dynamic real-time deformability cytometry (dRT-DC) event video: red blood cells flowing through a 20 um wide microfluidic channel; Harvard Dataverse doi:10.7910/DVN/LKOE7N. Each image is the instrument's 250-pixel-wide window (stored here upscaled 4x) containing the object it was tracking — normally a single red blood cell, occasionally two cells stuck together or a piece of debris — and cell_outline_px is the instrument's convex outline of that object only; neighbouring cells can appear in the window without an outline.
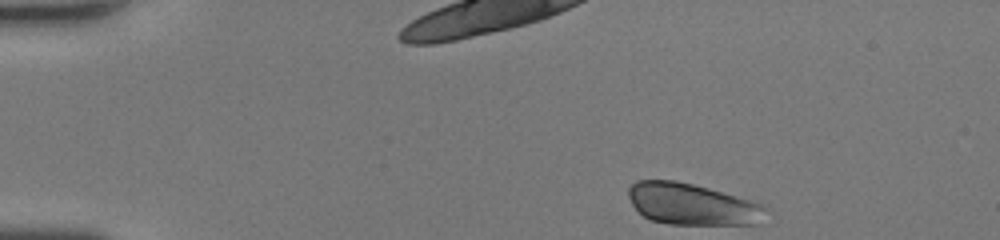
{"species": "human", "species_latin": "Homo sapiens", "temperature_condition": "room temperature", "stored_images_in_passage": 42, "camera_frame_rate_fps": 3000, "um_per_image_px": 0.085, "donor": {"sex": "female"}, "frame": {"image": 1, "passage_image": 1, "time_ms": 0.0, "image_size_px": [1000, 240], "cell_outline_px": [[768, 208], [760, 224], [668, 224], [652, 220], [644, 216], [632, 204], [628, 196], [628, 188], [636, 180], [676, 180], [708, 188], [752, 200], [764, 204]], "centroid_in_image_um": [58.85, 17.35], "position_along_channel_um": 26.2, "area_um2": 33.29}}
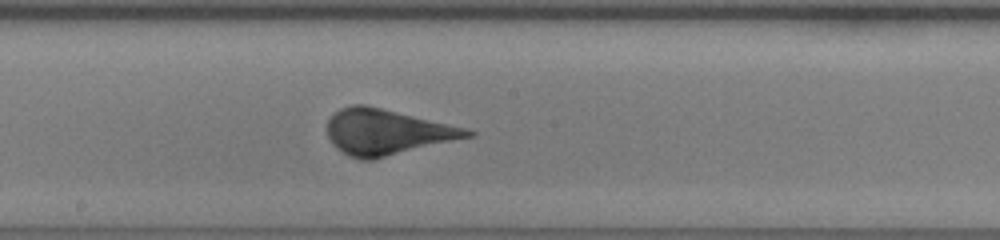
{"frame": {"image": 2, "passage_image": 21, "time_ms": 6.667, "image_size_px": [1000, 240], "cell_outline_px": [[476, 132], [472, 136], [372, 160], [360, 160], [348, 156], [340, 152], [332, 144], [328, 136], [328, 120], [340, 108], [352, 104], [364, 104], [468, 128]], "centroid_in_image_um": [32.86, 11.23], "position_along_channel_um": 215.3, "area_um2": 37.11}}
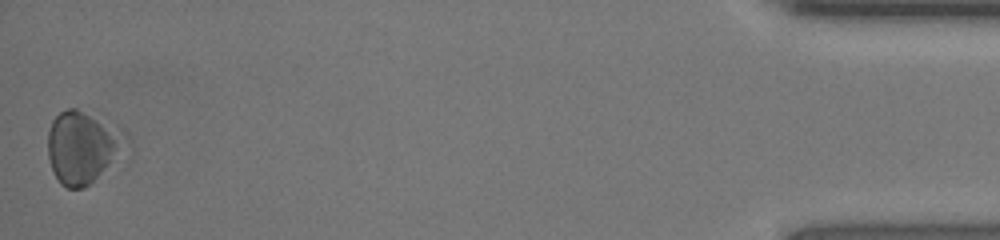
{"frame": {"image": 3, "passage_image": 42, "time_ms": 13.667, "image_size_px": [1000, 240], "cell_outline_px": [[132, 152], [92, 184], [84, 188], [68, 188], [60, 184], [52, 168], [48, 156], [48, 132], [52, 120], [60, 112], [68, 108], [76, 108], [116, 124], [128, 132], [132, 140]], "centroid_in_image_um": [7.22, 12.52], "position_along_channel_um": 428.0, "area_um2": 35.14}, "authors_computed_cell_mechanics": {"area_um2": 34.9979, "velocity_mm_per_s": 4.3042, "shape_relaxation_time_tau1_ms": 1.7319, "shape_relaxation_time_tau2_ms": null, "deformation_change_tau1": 0.1089, "deformation_change_tau2": null}}